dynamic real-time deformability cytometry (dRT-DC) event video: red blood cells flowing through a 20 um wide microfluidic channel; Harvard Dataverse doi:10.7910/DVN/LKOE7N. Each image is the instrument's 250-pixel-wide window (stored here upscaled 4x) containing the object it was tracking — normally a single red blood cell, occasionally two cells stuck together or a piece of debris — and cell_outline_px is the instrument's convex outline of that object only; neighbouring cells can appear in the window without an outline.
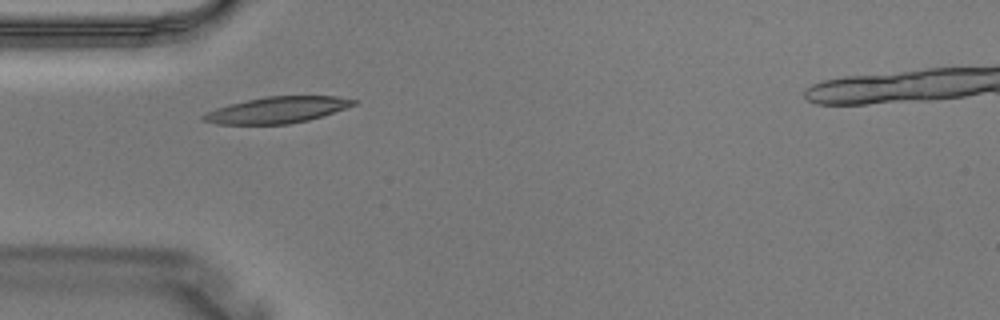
{"species": "Egyptian fruit bat (a non-hibernating species)", "species_latin": "Rousettus aegyptiacus", "temperature_condition": "warm", "stored_images_in_passage": 2, "camera_frame_rate_fps": 3000, "um_per_image_px": 0.085, "animal": {"sex": "male"}, "frame": {"image": 1, "passage_image": 1, "time_ms": 0.0, "image_size_px": [1000, 320], "cell_outline_px": [[360, 100], [356, 104], [308, 120], [288, 124], [216, 124], [200, 120], [200, 116], [204, 112], [228, 104], [268, 96], [336, 96]], "centroid_in_image_um": [23.5, 9.34], "position_along_channel_um": 61.5, "area_um2": 22.95}}